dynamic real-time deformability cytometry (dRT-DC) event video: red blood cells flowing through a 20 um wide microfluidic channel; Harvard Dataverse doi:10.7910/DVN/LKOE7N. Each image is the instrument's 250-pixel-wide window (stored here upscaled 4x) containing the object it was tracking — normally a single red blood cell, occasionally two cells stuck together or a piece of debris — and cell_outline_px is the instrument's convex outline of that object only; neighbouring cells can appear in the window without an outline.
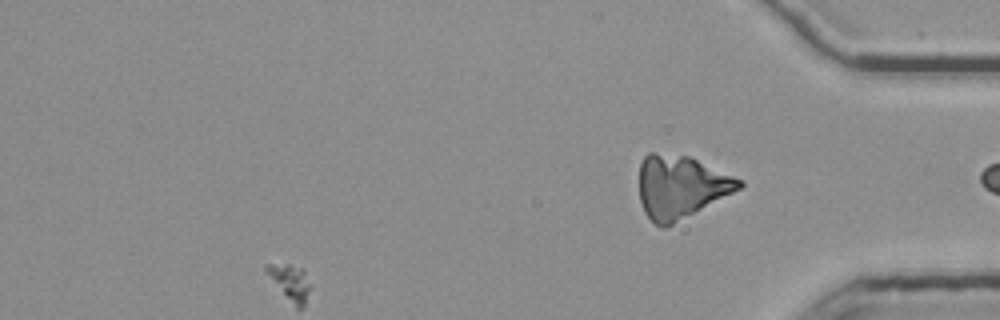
{"species": "common noctule bat (a hibernating species)", "species_latin": "Nyctalus noctula", "temperature_condition": "room temperature", "stored_images_in_passage": 41, "segment_of_instrument_passage": [2, 2], "camera_frame_rate_fps": 3000, "um_per_image_px": 0.085, "animal": {"sex": "female", "body_mass_g": 25.1}, "frame": {"image": 1, "passage_image": 41, "time_ms": 13.333, "image_size_px": [1000, 320], "cell_outline_px": [[744, 184], [740, 188], [672, 224], [664, 228], [660, 228], [644, 212], [640, 200], [640, 164], [644, 156], [648, 152], [652, 152], [688, 156], [744, 180]], "centroid_in_image_um": [57.84, 15.86], "position_along_channel_um": 377.4, "area_um2": 36.13}}